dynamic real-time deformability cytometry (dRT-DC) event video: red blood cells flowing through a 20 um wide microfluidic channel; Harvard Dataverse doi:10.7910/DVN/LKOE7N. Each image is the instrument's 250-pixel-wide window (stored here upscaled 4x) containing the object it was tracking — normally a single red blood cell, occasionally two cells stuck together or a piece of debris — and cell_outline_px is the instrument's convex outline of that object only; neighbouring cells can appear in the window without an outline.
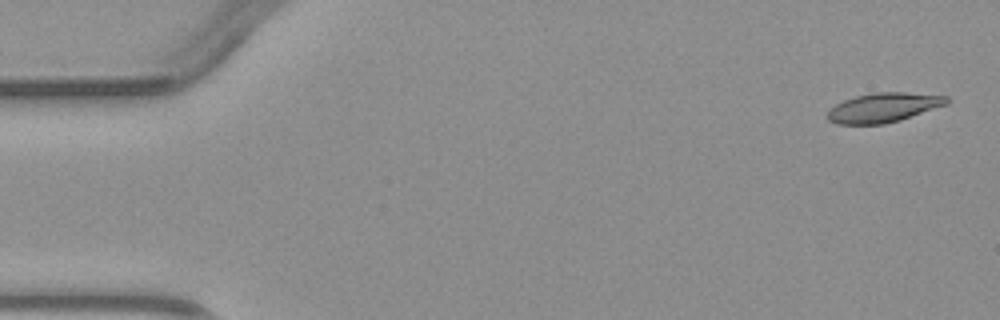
{"species": "common noctule bat (a hibernating species)", "species_latin": "Nyctalus noctula", "temperature_condition": "warm", "stored_images_in_passage": 4, "camera_frame_rate_fps": 3000, "um_per_image_px": 0.085, "animal": {"sex": "male", "body_mass_g": 23.1, "forearm_length_mm": 52.7}, "frame": {"image": 1, "passage_image": 1, "time_ms": 0.0, "image_size_px": [1000, 320], "cell_outline_px": [[948, 104], [900, 120], [884, 124], [836, 124], [828, 120], [824, 116], [828, 108], [844, 100], [856, 96], [876, 92], [904, 92], [948, 96]], "centroid_in_image_um": [75.04, 9.15], "position_along_channel_um": 10.0, "area_um2": 20.58}}
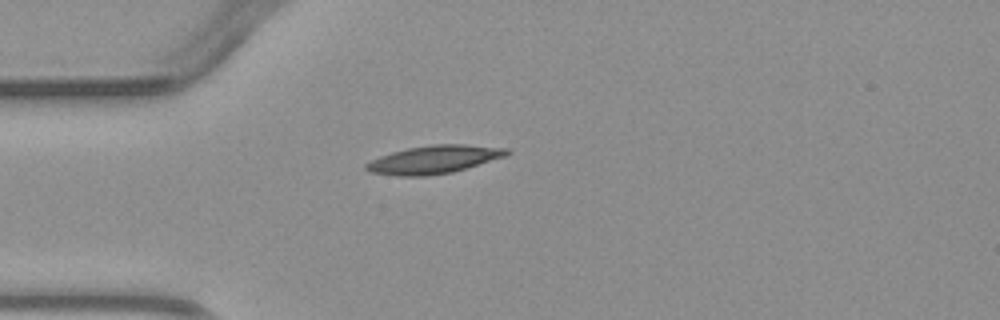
{"frame": {"image": 2, "passage_image": 4, "time_ms": 3.667, "image_size_px": [1000, 320], "cell_outline_px": [[512, 152], [508, 156], [452, 172], [424, 176], [396, 176], [368, 172], [364, 168], [364, 164], [380, 156], [392, 152], [408, 148], [432, 144], [464, 144], [508, 148]], "centroid_in_image_um": [36.9, 13.56], "position_along_channel_um": 48.1, "area_um2": 23.18}}